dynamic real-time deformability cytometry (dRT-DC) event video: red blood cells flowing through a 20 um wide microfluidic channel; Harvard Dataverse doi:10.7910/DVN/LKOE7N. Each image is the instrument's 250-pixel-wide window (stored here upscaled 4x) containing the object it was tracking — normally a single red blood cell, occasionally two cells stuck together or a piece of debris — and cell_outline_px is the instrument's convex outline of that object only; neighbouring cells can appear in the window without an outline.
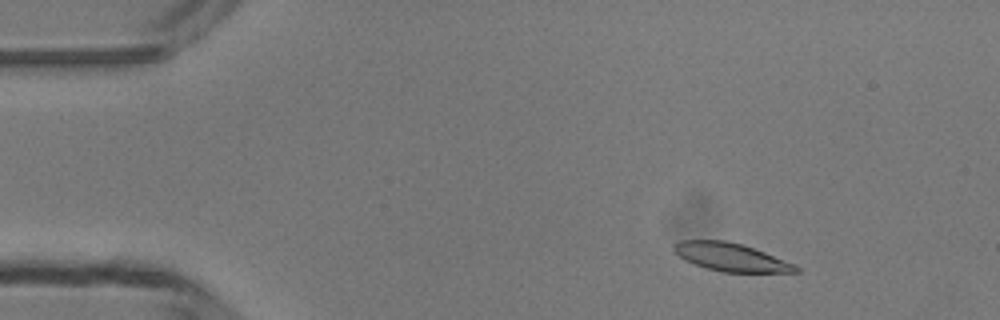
{"species": "common noctule bat (a hibernating species)", "species_latin": "Nyctalus noctula", "temperature_condition": "room temperature", "stored_images_in_passage": 49, "camera_frame_rate_fps": 3000, "um_per_image_px": 0.085, "animal": {"sex": "male", "body_mass_g": 13.3}, "frame": {"image": 1, "passage_image": 6, "time_ms": 1.667, "image_size_px": [1000, 320], "cell_outline_px": [[800, 272], [724, 272], [704, 268], [692, 264], [684, 260], [672, 248], [672, 244], [680, 240], [724, 240], [744, 244], [796, 264], [800, 268]], "centroid_in_image_um": [62.12, 21.85], "position_along_channel_um": 22.9, "area_um2": 20.23}}
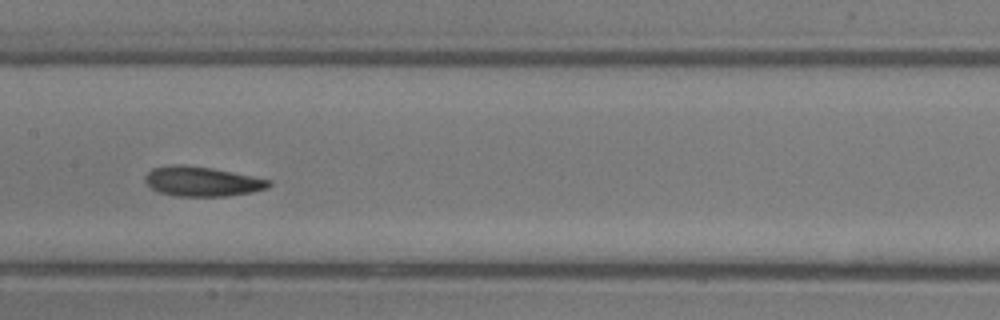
{"frame": {"image": 2, "passage_image": 24, "time_ms": 7.667, "image_size_px": [1000, 320], "cell_outline_px": [[272, 184], [268, 188], [252, 192], [228, 196], [176, 196], [160, 192], [152, 188], [144, 180], [144, 176], [152, 168], [172, 164], [184, 164], [212, 168], [272, 180]], "centroid_in_image_um": [17.18, 15.41], "position_along_channel_um": 190.2, "area_um2": 21.5}}
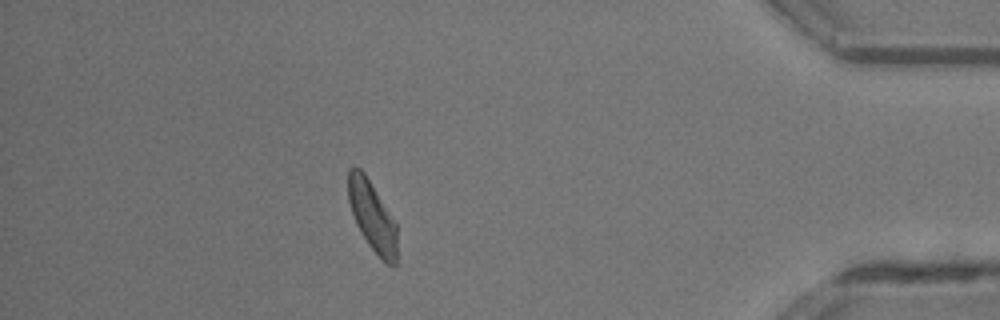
{"frame": {"image": 3, "passage_image": 43, "time_ms": 14.0, "image_size_px": [1000, 320], "cell_outline_px": [[396, 264], [388, 264], [368, 244], [356, 224], [348, 200], [348, 168], [360, 168], [364, 172], [396, 224]], "centroid_in_image_um": [31.61, 18.35], "position_along_channel_um": 403.6, "area_um2": 19.25}, "authors_computed_cell_mechanics": {"area_um2": 20.9236, "velocity_mm_per_s": 4.1322, "shape_relaxation_time_tau1_ms": 2.0159, "shape_relaxation_time_tau2_ms": 2.6314, "deformation_change_tau1": 0.1144, "deformation_change_tau2": 0.0993}}